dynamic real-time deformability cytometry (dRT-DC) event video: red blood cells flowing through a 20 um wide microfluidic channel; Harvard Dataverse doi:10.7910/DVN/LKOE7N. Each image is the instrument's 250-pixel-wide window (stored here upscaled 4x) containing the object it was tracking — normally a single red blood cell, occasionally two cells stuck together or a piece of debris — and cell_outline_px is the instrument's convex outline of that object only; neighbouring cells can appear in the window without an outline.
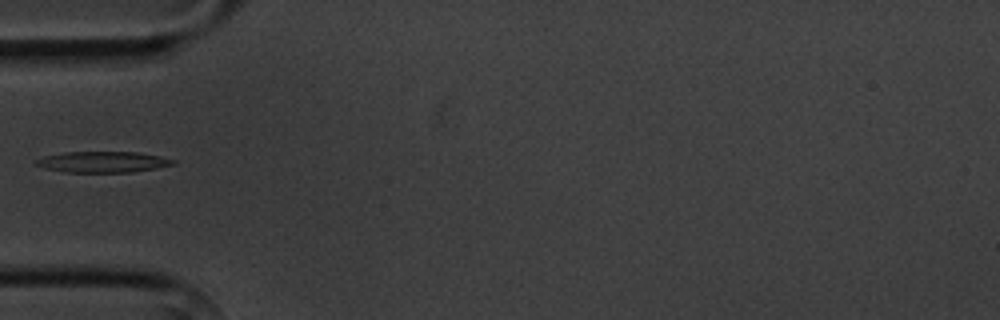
{"species": "common noctule bat (a hibernating species)", "species_latin": "Nyctalus noctula", "temperature_condition": "cold", "stored_images_in_passage": 2, "camera_frame_rate_fps": 3000, "um_per_image_px": 0.085, "animal": {"sex": "male", "body_mass_g": 20.1, "forearm_length_mm": 53.5}, "frame": {"image": 1, "passage_image": 2, "time_ms": 1.0, "image_size_px": [1000, 320], "cell_outline_px": [[176, 164], [156, 168], [132, 172], [64, 172], [44, 168], [36, 164], [36, 160], [44, 156], [64, 152], [136, 152], [160, 156], [176, 160]], "centroid_in_image_um": [8.76, 13.76], "position_along_channel_um": 76.2, "area_um2": 16.7}}